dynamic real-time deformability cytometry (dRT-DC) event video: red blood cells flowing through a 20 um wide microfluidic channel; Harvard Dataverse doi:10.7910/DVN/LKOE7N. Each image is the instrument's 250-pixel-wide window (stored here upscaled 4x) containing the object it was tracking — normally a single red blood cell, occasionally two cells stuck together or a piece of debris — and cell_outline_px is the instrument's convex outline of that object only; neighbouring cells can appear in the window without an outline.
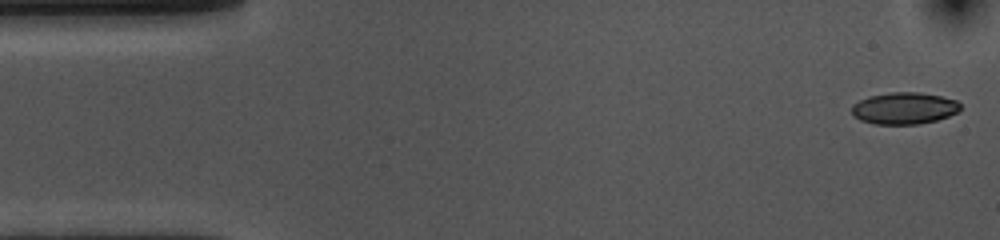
{"species": "common noctule bat (a hibernating species)", "species_latin": "Nyctalus noctula", "temperature_condition": "cold", "stored_images_in_passage": 54, "camera_frame_rate_fps": 3000, "um_per_image_px": 0.085, "animal": {"sex": "female", "body_mass_g": 10.0, "forearm_length_mm": 53.1}, "frame": {"image": 1, "passage_image": 1, "time_ms": 0.0, "image_size_px": [1000, 240], "cell_outline_px": [[960, 108], [956, 112], [948, 116], [936, 120], [920, 124], [876, 124], [860, 120], [852, 112], [852, 104], [868, 96], [892, 92], [920, 92], [940, 96], [956, 100], [960, 104]], "centroid_in_image_um": [76.85, 9.19], "position_along_channel_um": 8.2, "area_um2": 20.0}}
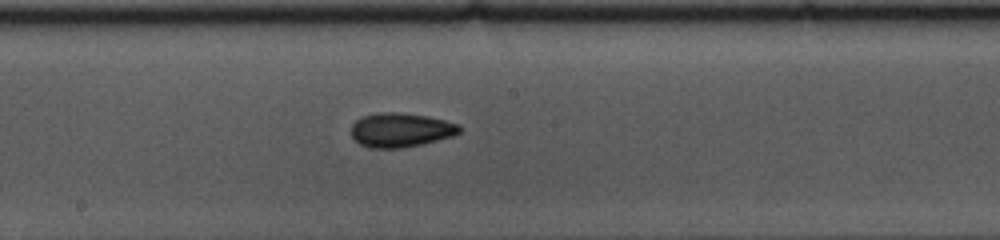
{"frame": {"image": 2, "passage_image": 27, "time_ms": 8.667, "image_size_px": [1000, 240], "cell_outline_px": [[460, 132], [452, 136], [420, 144], [400, 148], [368, 148], [360, 144], [352, 136], [352, 124], [360, 116], [380, 112], [396, 112], [428, 116], [460, 124]], "centroid_in_image_um": [34.03, 11.04], "position_along_channel_um": 214.2, "area_um2": 21.5}}
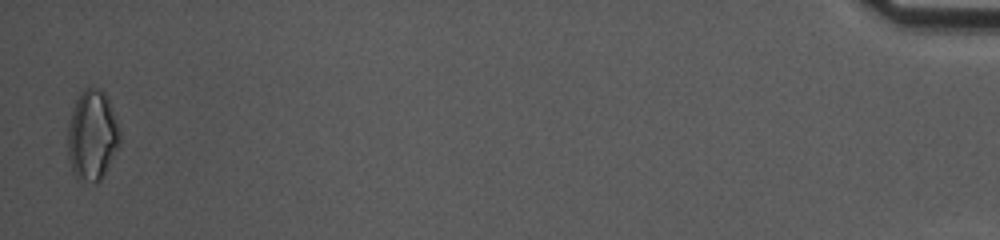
{"frame": {"image": 3, "passage_image": 53, "time_ms": 17.333, "image_size_px": [1000, 240], "cell_outline_px": [[120, 144], [100, 180], [96, 184], [76, 176], [72, 172], [68, 156], [68, 124], [76, 100], [80, 92], [84, 88], [100, 88], [104, 92], [108, 100], [116, 120], [120, 132]], "centroid_in_image_um": [7.83, 11.49], "position_along_channel_um": 427.4, "area_um2": 27.05}, "authors_computed_cell_mechanics": {"area_um2": 20.5479, "velocity_mm_per_s": 3.6018, "shape_relaxation_time_tau1_ms": 6.3781, "shape_relaxation_time_tau2_ms": 2.9858, "deformation_change_tau1": 0.1379, "deformation_change_tau2": 0.1008}}